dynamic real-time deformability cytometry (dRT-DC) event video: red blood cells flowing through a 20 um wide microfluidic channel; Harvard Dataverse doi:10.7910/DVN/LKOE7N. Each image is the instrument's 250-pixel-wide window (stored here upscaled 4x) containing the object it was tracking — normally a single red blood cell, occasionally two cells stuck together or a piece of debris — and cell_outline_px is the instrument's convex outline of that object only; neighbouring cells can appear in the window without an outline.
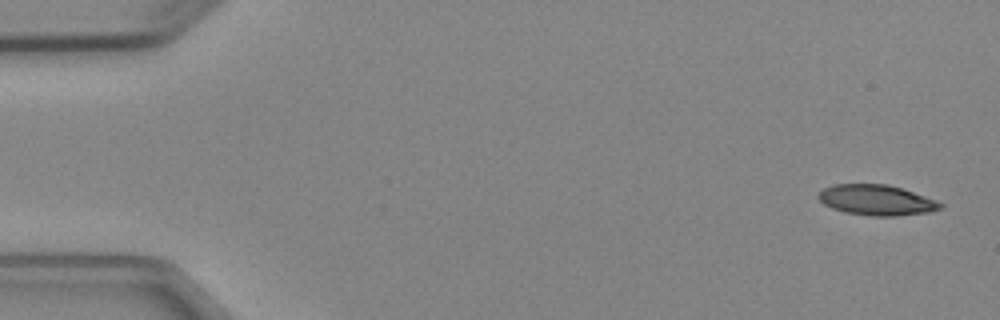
{"species": "Egyptian fruit bat (a non-hibernating species)", "species_latin": "Rousettus aegyptiacus", "temperature_condition": "cold", "stored_images_in_passage": 5, "camera_frame_rate_fps": 3000, "um_per_image_px": 0.085, "animal": {"sex": "female"}, "frame": {"image": 1, "passage_image": 1, "time_ms": 0.0, "image_size_px": [1000, 320], "cell_outline_px": [[944, 208], [928, 212], [896, 216], [872, 216], [844, 212], [832, 208], [824, 204], [816, 196], [824, 188], [832, 184], [888, 184], [936, 200], [944, 204]], "centroid_in_image_um": [74.5, 17.01], "position_along_channel_um": 10.5, "area_um2": 21.62}}
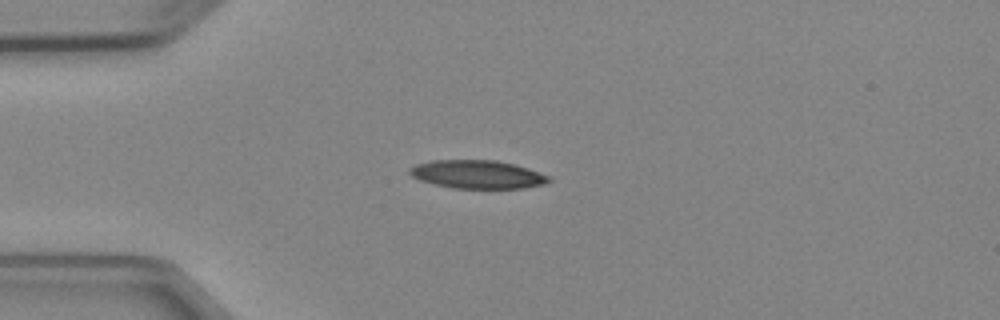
{"frame": {"image": 2, "passage_image": 4, "time_ms": 3.667, "image_size_px": [1000, 320], "cell_outline_px": [[552, 180], [544, 184], [524, 188], [452, 188], [420, 180], [412, 176], [408, 172], [408, 168], [416, 164], [432, 160], [496, 160], [516, 164], [552, 176]], "centroid_in_image_um": [40.62, 14.81], "position_along_channel_um": 44.4, "area_um2": 23.12}}